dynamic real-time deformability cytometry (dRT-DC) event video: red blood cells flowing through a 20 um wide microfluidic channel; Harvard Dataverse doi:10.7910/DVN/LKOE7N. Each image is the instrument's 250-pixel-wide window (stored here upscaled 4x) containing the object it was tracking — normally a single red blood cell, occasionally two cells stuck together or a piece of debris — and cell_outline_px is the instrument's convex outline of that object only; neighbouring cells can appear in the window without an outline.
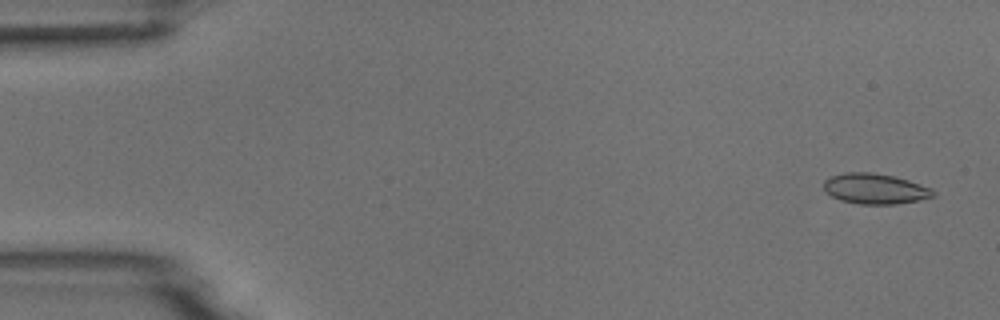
{"species": "common noctule bat (a hibernating species)", "species_latin": "Nyctalus noctula", "temperature_condition": "room temperature", "stored_images_in_passage": 4, "camera_frame_rate_fps": 3000, "um_per_image_px": 0.085, "animal": {"sex": "male", "body_mass_g": 18.8}, "frame": {"image": 1, "passage_image": 1, "time_ms": 0.0, "image_size_px": [1000, 320], "cell_outline_px": [[936, 196], [920, 200], [896, 204], [860, 204], [840, 200], [832, 196], [824, 188], [824, 180], [832, 176], [844, 172], [872, 172], [892, 176], [908, 180], [932, 188], [936, 192]], "centroid_in_image_um": [74.42, 16.04], "position_along_channel_um": 10.6, "area_um2": 19.42}}
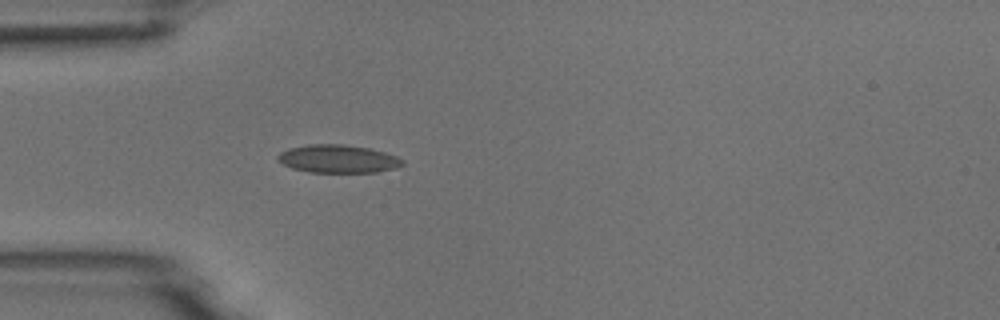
{"frame": {"image": 2, "passage_image": 4, "time_ms": 4.333, "image_size_px": [1000, 320], "cell_outline_px": [[404, 164], [396, 168], [376, 172], [308, 172], [292, 168], [276, 160], [276, 156], [280, 152], [288, 148], [308, 144], [344, 144], [372, 148], [396, 156], [404, 160]], "centroid_in_image_um": [28.72, 13.49], "position_along_channel_um": 56.3, "area_um2": 20.58}}